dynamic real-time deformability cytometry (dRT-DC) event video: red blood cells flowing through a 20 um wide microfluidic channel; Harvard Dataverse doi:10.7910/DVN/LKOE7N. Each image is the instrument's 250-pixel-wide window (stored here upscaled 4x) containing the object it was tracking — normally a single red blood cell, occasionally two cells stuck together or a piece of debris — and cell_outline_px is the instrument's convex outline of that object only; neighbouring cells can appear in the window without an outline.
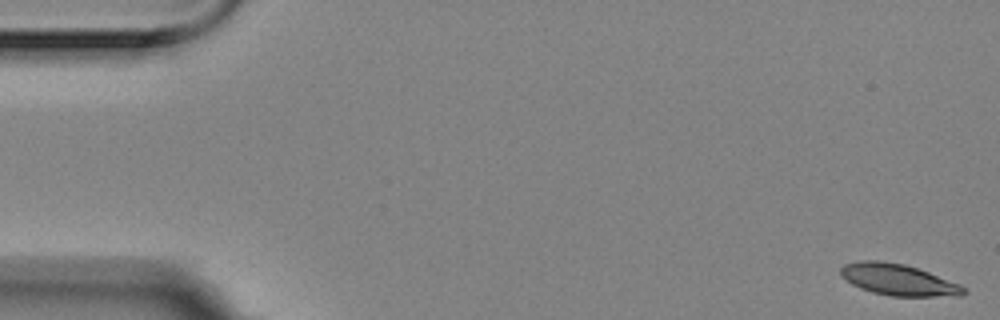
{"species": "Egyptian fruit bat (a non-hibernating species)", "species_latin": "Rousettus aegyptiacus", "temperature_condition": "room temperature", "stored_images_in_passage": 8, "camera_frame_rate_fps": 3000, "um_per_image_px": 0.085, "animal": {"sex": "female"}, "frame": {"image": 1, "passage_image": 1, "time_ms": 0.0, "image_size_px": [1000, 320], "cell_outline_px": [[968, 292], [960, 296], [892, 296], [872, 292], [860, 288], [852, 284], [840, 276], [840, 268], [844, 264], [860, 260], [880, 260], [904, 264], [928, 272], [960, 284]], "centroid_in_image_um": [76.33, 23.77], "position_along_channel_um": 8.7, "area_um2": 22.48}}
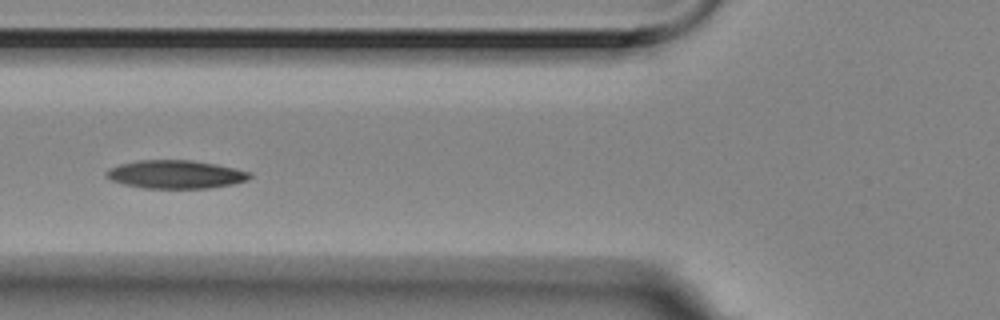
{"frame": {"image": 2, "passage_image": 7, "time_ms": 2.0, "image_size_px": [1000, 320], "cell_outline_px": [[252, 176], [248, 180], [232, 184], [208, 188], [144, 188], [124, 184], [112, 180], [104, 176], [104, 172], [108, 168], [120, 164], [136, 160], [192, 160], [216, 164], [236, 168], [252, 172]], "centroid_in_image_um": [14.92, 14.81], "position_along_channel_um": 110.9, "area_um2": 23.81}}
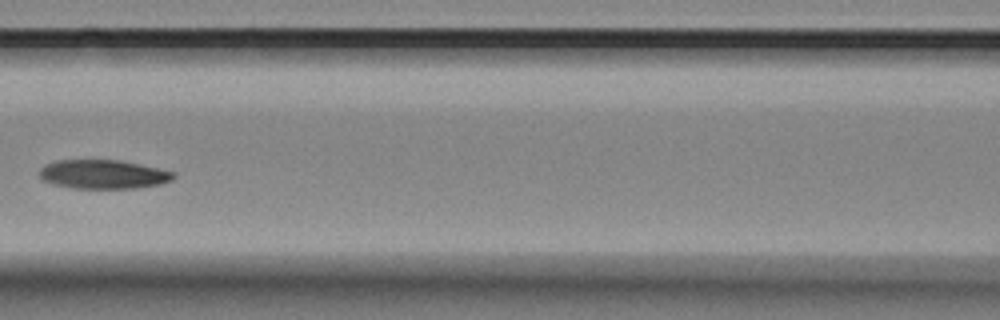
{"frame": {"image": 3, "passage_image": 8, "time_ms": 2.333, "image_size_px": [1000, 320], "cell_outline_px": [[176, 176], [172, 180], [160, 184], [132, 188], [72, 188], [52, 184], [44, 180], [36, 172], [44, 164], [56, 160], [120, 160], [176, 172]], "centroid_in_image_um": [8.74, 14.81], "position_along_channel_um": 157.9, "area_um2": 22.72}}